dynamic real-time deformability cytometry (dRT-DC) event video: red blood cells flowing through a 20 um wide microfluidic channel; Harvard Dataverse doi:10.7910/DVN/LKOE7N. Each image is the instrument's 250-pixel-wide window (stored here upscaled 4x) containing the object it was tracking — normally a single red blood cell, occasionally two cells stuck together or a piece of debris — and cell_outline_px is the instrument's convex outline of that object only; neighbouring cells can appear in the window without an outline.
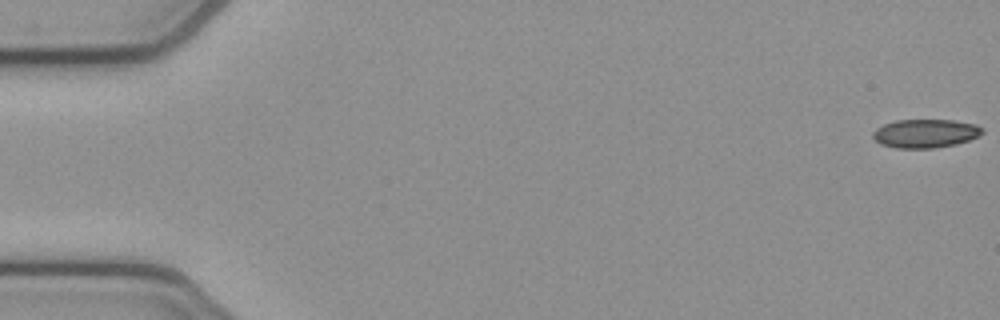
{"species": "common noctule bat (a hibernating species)", "species_latin": "Nyctalus noctula", "temperature_condition": "cold", "stored_images_in_passage": 53, "camera_frame_rate_fps": 3000, "um_per_image_px": 0.085, "animal": {"sex": "female", "body_mass_g": 21.9}, "frame": {"image": 1, "passage_image": 1, "time_ms": 0.0, "image_size_px": [1000, 320], "cell_outline_px": [[984, 132], [980, 136], [956, 144], [936, 148], [896, 148], [880, 144], [872, 136], [872, 132], [876, 128], [884, 124], [896, 120], [952, 120], [976, 124], [984, 128]], "centroid_in_image_um": [78.67, 11.34], "position_along_channel_um": 6.3, "area_um2": 18.38}}
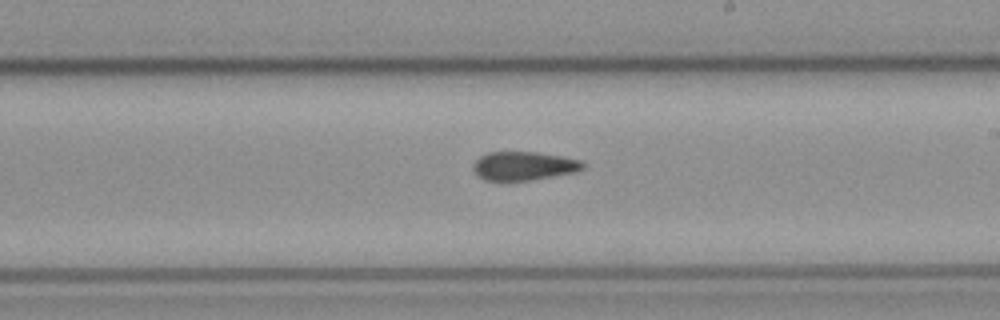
{"frame": {"image": 2, "passage_image": 31, "time_ms": 10.0, "image_size_px": [1000, 320], "cell_outline_px": [[584, 168], [576, 172], [532, 180], [484, 180], [472, 168], [472, 164], [480, 156], [488, 152], [536, 152], [560, 156], [580, 160], [584, 164]], "centroid_in_image_um": [44.52, 14.1], "position_along_channel_um": 244.5, "area_um2": 18.21}}
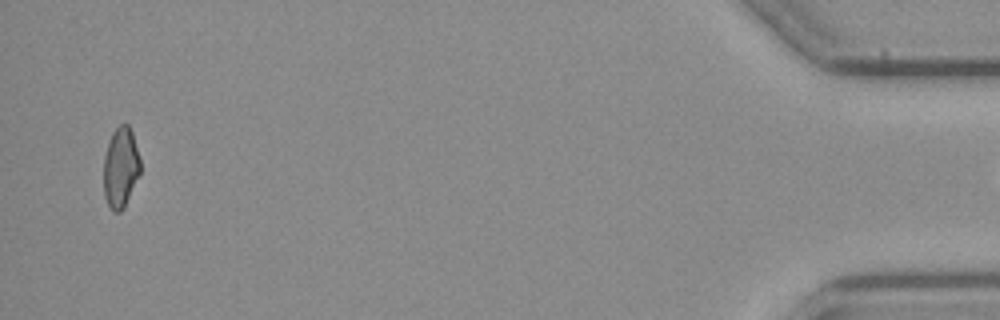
{"frame": {"image": 3, "passage_image": 52, "time_ms": 17.0, "image_size_px": [1000, 320], "cell_outline_px": [[140, 176], [124, 208], [120, 212], [112, 212], [104, 196], [104, 156], [112, 132], [120, 124], [128, 124], [132, 132], [140, 160]], "centroid_in_image_um": [10.26, 14.27], "position_along_channel_um": 424.9, "area_um2": 17.28}}